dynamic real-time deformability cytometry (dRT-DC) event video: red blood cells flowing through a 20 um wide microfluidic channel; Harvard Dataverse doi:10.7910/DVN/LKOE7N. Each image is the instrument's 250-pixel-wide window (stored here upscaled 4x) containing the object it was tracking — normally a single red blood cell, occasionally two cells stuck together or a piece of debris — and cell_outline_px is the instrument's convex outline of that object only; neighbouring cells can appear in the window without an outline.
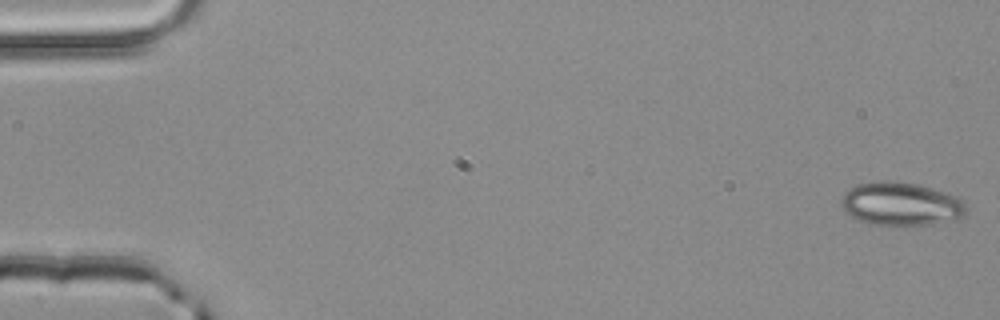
{"species": "common noctule bat (a hibernating species)", "species_latin": "Nyctalus noctula", "temperature_condition": "room temperature", "stored_images_in_passage": 52, "camera_frame_rate_fps": 3000, "um_per_image_px": 0.085, "animal": {"sex": "male", "body_mass_g": 20.4}, "frame": {"image": 1, "passage_image": 1, "time_ms": 0.0, "image_size_px": [1000, 320], "cell_outline_px": [[968, 212], [964, 216], [928, 224], [904, 228], [892, 228], [868, 224], [852, 216], [844, 208], [840, 200], [844, 192], [856, 184], [880, 180], [888, 180], [920, 184], [948, 192], [956, 196], [968, 208]], "centroid_in_image_um": [76.57, 17.35], "position_along_channel_um": 8.4, "area_um2": 32.37}}
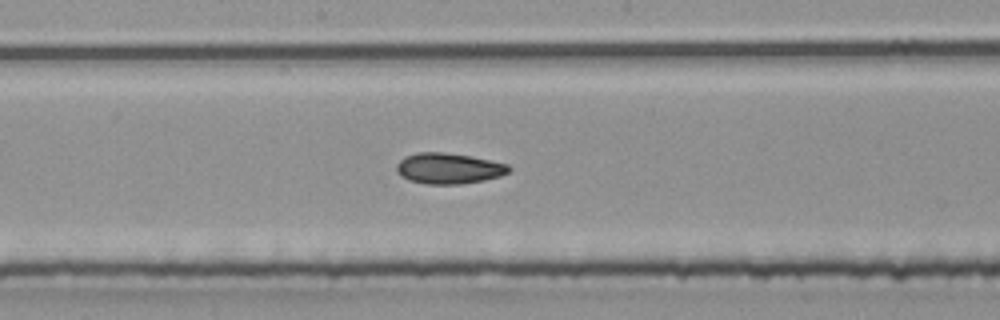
{"frame": {"image": 2, "passage_image": 28, "time_ms": 9.0, "image_size_px": [1000, 320], "cell_outline_px": [[512, 168], [508, 172], [500, 176], [484, 180], [460, 184], [424, 184], [408, 180], [400, 176], [396, 168], [396, 164], [404, 156], [416, 152], [444, 152], [472, 156], [508, 164]], "centroid_in_image_um": [38.11, 14.31], "position_along_channel_um": 210.1, "area_um2": 20.35}}
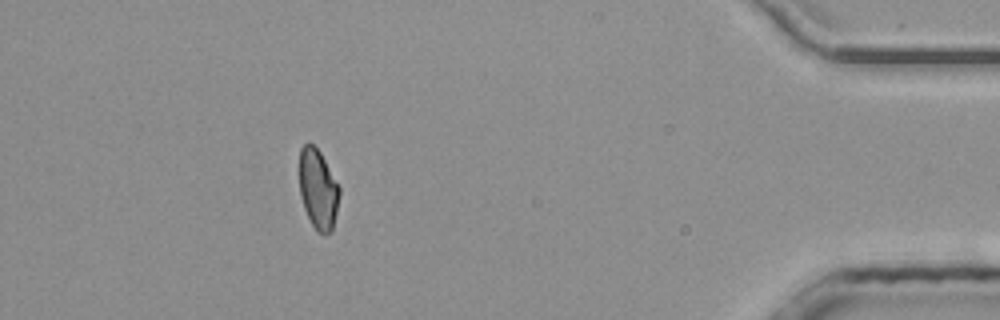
{"frame": {"image": 3, "passage_image": 47, "time_ms": 15.333, "image_size_px": [1000, 320], "cell_outline_px": [[340, 192], [332, 232], [316, 232], [304, 208], [300, 196], [300, 148], [308, 140], [320, 152], [340, 188]], "centroid_in_image_um": [27.03, 16.06], "position_along_channel_um": 408.2, "area_um2": 18.44}, "authors_computed_cell_mechanics": {"area_um2": 20.0277, "velocity_mm_per_s": 4.027, "shape_relaxation_time_tau1_ms": null, "shape_relaxation_time_tau2_ms": 7.0471, "deformation_change_tau1": null, "deformation_change_tau2": 0.1266}}